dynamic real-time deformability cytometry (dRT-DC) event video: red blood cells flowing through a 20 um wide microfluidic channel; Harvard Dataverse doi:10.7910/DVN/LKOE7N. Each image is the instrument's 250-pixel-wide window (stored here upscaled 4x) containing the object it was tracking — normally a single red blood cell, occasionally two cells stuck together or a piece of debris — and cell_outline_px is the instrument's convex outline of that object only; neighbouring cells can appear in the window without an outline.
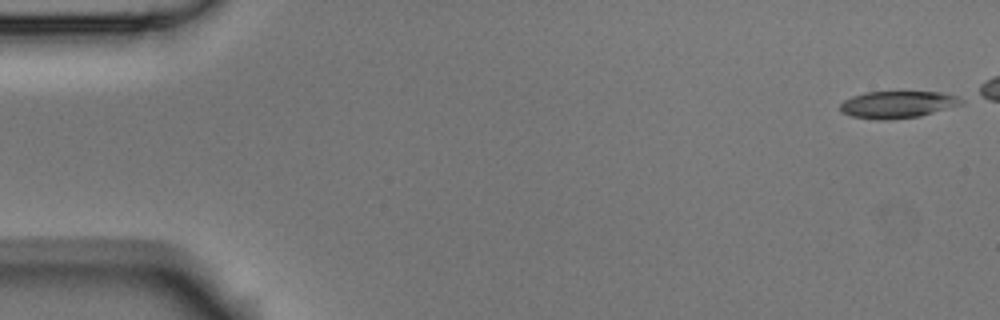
{"species": "Egyptian fruit bat (a non-hibernating species)", "species_latin": "Rousettus aegyptiacus", "temperature_condition": "room temperature", "stored_images_in_passage": 6, "camera_frame_rate_fps": 3000, "um_per_image_px": 0.085, "animal": {"sex": "male"}, "frame": {"image": 1, "passage_image": 1, "time_ms": 0.0, "image_size_px": [1000, 320], "cell_outline_px": [[964, 100], [960, 104], [920, 116], [892, 120], [876, 120], [852, 116], [840, 112], [840, 104], [844, 100], [852, 96], [864, 92], [940, 92], [956, 96]], "centroid_in_image_um": [76.23, 8.89], "position_along_channel_um": 8.8, "area_um2": 19.02}}